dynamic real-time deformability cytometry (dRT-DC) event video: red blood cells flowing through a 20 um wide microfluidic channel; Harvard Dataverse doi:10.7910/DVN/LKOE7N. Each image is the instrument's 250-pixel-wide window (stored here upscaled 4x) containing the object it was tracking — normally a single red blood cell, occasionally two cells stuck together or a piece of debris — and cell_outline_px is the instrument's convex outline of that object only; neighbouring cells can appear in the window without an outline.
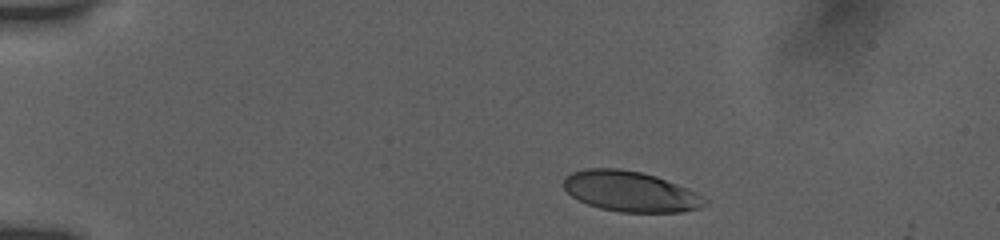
{"species": "human", "species_latin": "Homo sapiens", "temperature_condition": "room temperature", "stored_images_in_passage": 8, "camera_frame_rate_fps": 3000, "um_per_image_px": 0.085, "donor": {"sex": "female"}, "frame": {"image": 1, "passage_image": 1, "time_ms": 0.0, "image_size_px": [1000, 240], "cell_outline_px": [[708, 204], [700, 208], [680, 212], [620, 212], [600, 208], [588, 204], [572, 196], [564, 188], [564, 176], [572, 172], [584, 168], [620, 168], [640, 172], [656, 176], [688, 188], [696, 192], [708, 200]], "centroid_in_image_um": [53.6, 16.27], "position_along_channel_um": 31.4, "area_um2": 33.35}}
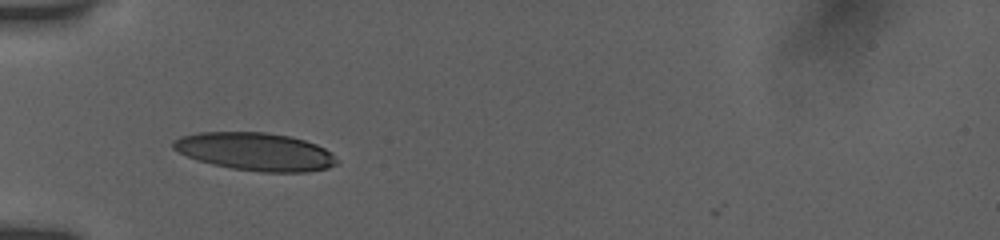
{"frame": {"image": 2, "passage_image": 5, "time_ms": 2.667, "image_size_px": [1000, 240], "cell_outline_px": [[340, 160], [336, 164], [328, 168], [308, 172], [260, 172], [232, 168], [212, 164], [196, 160], [172, 148], [172, 140], [180, 136], [196, 132], [264, 132], [292, 136], [316, 144], [332, 152]], "centroid_in_image_um": [21.72, 12.88], "position_along_channel_um": 63.3, "area_um2": 36.47}}
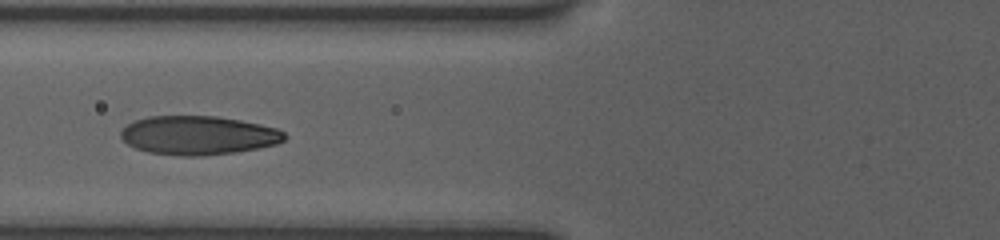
{"frame": {"image": 3, "passage_image": 7, "time_ms": 4.0, "image_size_px": [1000, 240], "cell_outline_px": [[288, 136], [284, 140], [276, 144], [236, 152], [200, 156], [180, 156], [148, 152], [136, 148], [128, 144], [120, 136], [120, 132], [128, 124], [136, 120], [148, 116], [216, 116], [240, 120], [260, 124], [276, 128], [284, 132]], "centroid_in_image_um": [16.86, 11.5], "position_along_channel_um": 108.9, "area_um2": 36.99}}